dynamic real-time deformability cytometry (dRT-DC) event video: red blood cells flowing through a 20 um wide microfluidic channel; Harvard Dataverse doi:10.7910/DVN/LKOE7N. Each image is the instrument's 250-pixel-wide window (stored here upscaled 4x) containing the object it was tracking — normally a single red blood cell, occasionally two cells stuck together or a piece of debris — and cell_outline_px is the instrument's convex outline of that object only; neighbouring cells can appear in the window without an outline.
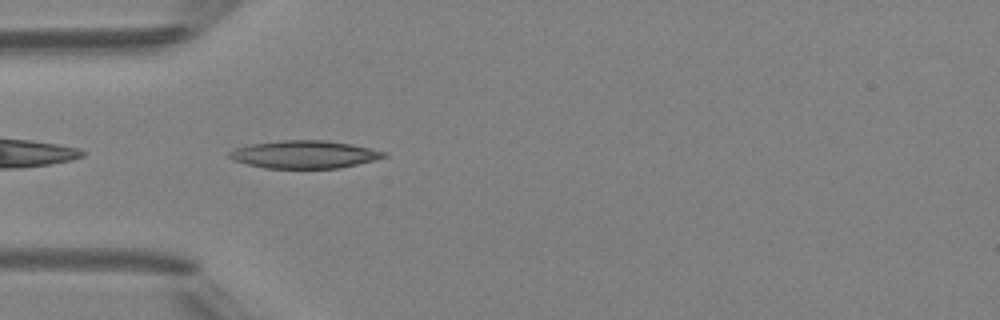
{"species": "Egyptian fruit bat (a non-hibernating species)", "species_latin": "Rousettus aegyptiacus", "temperature_condition": "room temperature", "stored_images_in_passage": 4, "camera_frame_rate_fps": 3000, "um_per_image_px": 0.085, "animal": {"sex": "female"}, "frame": {"image": 1, "passage_image": 4, "time_ms": 4.333, "image_size_px": [1000, 320], "cell_outline_px": [[388, 156], [340, 168], [264, 168], [248, 164], [236, 160], [228, 156], [228, 152], [236, 148], [252, 144], [284, 140], [324, 140], [352, 144], [388, 152]], "centroid_in_image_um": [25.9, 13.12], "position_along_channel_um": 59.1, "area_um2": 24.74}}